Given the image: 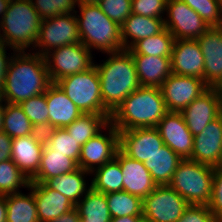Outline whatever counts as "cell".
I'll return each mask as SVG.
<instances>
[{"instance_id": "cell-1", "label": "cell", "mask_w": 222, "mask_h": 222, "mask_svg": "<svg viewBox=\"0 0 222 222\" xmlns=\"http://www.w3.org/2000/svg\"><path fill=\"white\" fill-rule=\"evenodd\" d=\"M2 98L6 103L21 102L44 93L52 83L45 58L37 53L13 50Z\"/></svg>"}, {"instance_id": "cell-2", "label": "cell", "mask_w": 222, "mask_h": 222, "mask_svg": "<svg viewBox=\"0 0 222 222\" xmlns=\"http://www.w3.org/2000/svg\"><path fill=\"white\" fill-rule=\"evenodd\" d=\"M108 59L96 64L104 107L112 114L132 92L140 87L132 54L124 49L107 53Z\"/></svg>"}, {"instance_id": "cell-3", "label": "cell", "mask_w": 222, "mask_h": 222, "mask_svg": "<svg viewBox=\"0 0 222 222\" xmlns=\"http://www.w3.org/2000/svg\"><path fill=\"white\" fill-rule=\"evenodd\" d=\"M167 112L160 88L140 86L111 114L110 123L118 131L157 127Z\"/></svg>"}, {"instance_id": "cell-4", "label": "cell", "mask_w": 222, "mask_h": 222, "mask_svg": "<svg viewBox=\"0 0 222 222\" xmlns=\"http://www.w3.org/2000/svg\"><path fill=\"white\" fill-rule=\"evenodd\" d=\"M41 21L31 0H10L0 21V40L11 50L26 51L31 46L33 50Z\"/></svg>"}, {"instance_id": "cell-5", "label": "cell", "mask_w": 222, "mask_h": 222, "mask_svg": "<svg viewBox=\"0 0 222 222\" xmlns=\"http://www.w3.org/2000/svg\"><path fill=\"white\" fill-rule=\"evenodd\" d=\"M77 6L80 11L79 15L75 13L79 37L91 52L95 49L107 54L123 50L121 26L118 23L109 19L97 4Z\"/></svg>"}, {"instance_id": "cell-6", "label": "cell", "mask_w": 222, "mask_h": 222, "mask_svg": "<svg viewBox=\"0 0 222 222\" xmlns=\"http://www.w3.org/2000/svg\"><path fill=\"white\" fill-rule=\"evenodd\" d=\"M214 168L190 159H182L170 186L190 205H208L212 195Z\"/></svg>"}, {"instance_id": "cell-7", "label": "cell", "mask_w": 222, "mask_h": 222, "mask_svg": "<svg viewBox=\"0 0 222 222\" xmlns=\"http://www.w3.org/2000/svg\"><path fill=\"white\" fill-rule=\"evenodd\" d=\"M56 84L82 113L111 117L102 101L100 79L95 64L87 71L60 79Z\"/></svg>"}, {"instance_id": "cell-8", "label": "cell", "mask_w": 222, "mask_h": 222, "mask_svg": "<svg viewBox=\"0 0 222 222\" xmlns=\"http://www.w3.org/2000/svg\"><path fill=\"white\" fill-rule=\"evenodd\" d=\"M44 58L52 83L72 74L87 71L94 65L91 51L82 42L61 46L48 52Z\"/></svg>"}, {"instance_id": "cell-9", "label": "cell", "mask_w": 222, "mask_h": 222, "mask_svg": "<svg viewBox=\"0 0 222 222\" xmlns=\"http://www.w3.org/2000/svg\"><path fill=\"white\" fill-rule=\"evenodd\" d=\"M80 42L76 15H57L41 21L40 31L36 45L34 46V53L44 57L48 52L61 46Z\"/></svg>"}, {"instance_id": "cell-10", "label": "cell", "mask_w": 222, "mask_h": 222, "mask_svg": "<svg viewBox=\"0 0 222 222\" xmlns=\"http://www.w3.org/2000/svg\"><path fill=\"white\" fill-rule=\"evenodd\" d=\"M189 205L170 185H157L143 199L142 215L154 222H176Z\"/></svg>"}, {"instance_id": "cell-11", "label": "cell", "mask_w": 222, "mask_h": 222, "mask_svg": "<svg viewBox=\"0 0 222 222\" xmlns=\"http://www.w3.org/2000/svg\"><path fill=\"white\" fill-rule=\"evenodd\" d=\"M104 131L101 130L81 146L78 166L83 170L92 173L115 157L119 149V132L110 122Z\"/></svg>"}, {"instance_id": "cell-12", "label": "cell", "mask_w": 222, "mask_h": 222, "mask_svg": "<svg viewBox=\"0 0 222 222\" xmlns=\"http://www.w3.org/2000/svg\"><path fill=\"white\" fill-rule=\"evenodd\" d=\"M165 28L176 39H197L210 27L183 0H167Z\"/></svg>"}, {"instance_id": "cell-13", "label": "cell", "mask_w": 222, "mask_h": 222, "mask_svg": "<svg viewBox=\"0 0 222 222\" xmlns=\"http://www.w3.org/2000/svg\"><path fill=\"white\" fill-rule=\"evenodd\" d=\"M209 87L201 78L171 73L160 87L170 112H181Z\"/></svg>"}, {"instance_id": "cell-14", "label": "cell", "mask_w": 222, "mask_h": 222, "mask_svg": "<svg viewBox=\"0 0 222 222\" xmlns=\"http://www.w3.org/2000/svg\"><path fill=\"white\" fill-rule=\"evenodd\" d=\"M119 132V149L128 157L145 162L164 142L156 127L134 128Z\"/></svg>"}, {"instance_id": "cell-15", "label": "cell", "mask_w": 222, "mask_h": 222, "mask_svg": "<svg viewBox=\"0 0 222 222\" xmlns=\"http://www.w3.org/2000/svg\"><path fill=\"white\" fill-rule=\"evenodd\" d=\"M180 113L192 135H198L211 121L220 116L217 89L209 87Z\"/></svg>"}, {"instance_id": "cell-16", "label": "cell", "mask_w": 222, "mask_h": 222, "mask_svg": "<svg viewBox=\"0 0 222 222\" xmlns=\"http://www.w3.org/2000/svg\"><path fill=\"white\" fill-rule=\"evenodd\" d=\"M160 136L181 159H190L194 136L184 122L180 112L168 111L156 127Z\"/></svg>"}, {"instance_id": "cell-17", "label": "cell", "mask_w": 222, "mask_h": 222, "mask_svg": "<svg viewBox=\"0 0 222 222\" xmlns=\"http://www.w3.org/2000/svg\"><path fill=\"white\" fill-rule=\"evenodd\" d=\"M190 160L222 166V117L211 121L201 133L194 136L193 151Z\"/></svg>"}, {"instance_id": "cell-18", "label": "cell", "mask_w": 222, "mask_h": 222, "mask_svg": "<svg viewBox=\"0 0 222 222\" xmlns=\"http://www.w3.org/2000/svg\"><path fill=\"white\" fill-rule=\"evenodd\" d=\"M204 57V81L210 88L222 82V27H210L197 38Z\"/></svg>"}, {"instance_id": "cell-19", "label": "cell", "mask_w": 222, "mask_h": 222, "mask_svg": "<svg viewBox=\"0 0 222 222\" xmlns=\"http://www.w3.org/2000/svg\"><path fill=\"white\" fill-rule=\"evenodd\" d=\"M170 58L172 73L204 80V57L197 39H176Z\"/></svg>"}, {"instance_id": "cell-20", "label": "cell", "mask_w": 222, "mask_h": 222, "mask_svg": "<svg viewBox=\"0 0 222 222\" xmlns=\"http://www.w3.org/2000/svg\"><path fill=\"white\" fill-rule=\"evenodd\" d=\"M44 134L12 138L11 160L30 180L37 172L44 147Z\"/></svg>"}, {"instance_id": "cell-21", "label": "cell", "mask_w": 222, "mask_h": 222, "mask_svg": "<svg viewBox=\"0 0 222 222\" xmlns=\"http://www.w3.org/2000/svg\"><path fill=\"white\" fill-rule=\"evenodd\" d=\"M115 158L119 161L123 174V191L143 200L157 187L143 162L128 157L120 149Z\"/></svg>"}, {"instance_id": "cell-22", "label": "cell", "mask_w": 222, "mask_h": 222, "mask_svg": "<svg viewBox=\"0 0 222 222\" xmlns=\"http://www.w3.org/2000/svg\"><path fill=\"white\" fill-rule=\"evenodd\" d=\"M28 189L33 191L39 222L53 221L75 207L66 196L45 183L30 182Z\"/></svg>"}, {"instance_id": "cell-23", "label": "cell", "mask_w": 222, "mask_h": 222, "mask_svg": "<svg viewBox=\"0 0 222 222\" xmlns=\"http://www.w3.org/2000/svg\"><path fill=\"white\" fill-rule=\"evenodd\" d=\"M46 103L49 129L65 128L83 114L56 83H51L47 88Z\"/></svg>"}, {"instance_id": "cell-24", "label": "cell", "mask_w": 222, "mask_h": 222, "mask_svg": "<svg viewBox=\"0 0 222 222\" xmlns=\"http://www.w3.org/2000/svg\"><path fill=\"white\" fill-rule=\"evenodd\" d=\"M140 86L160 88L172 73L171 58L132 55Z\"/></svg>"}, {"instance_id": "cell-25", "label": "cell", "mask_w": 222, "mask_h": 222, "mask_svg": "<svg viewBox=\"0 0 222 222\" xmlns=\"http://www.w3.org/2000/svg\"><path fill=\"white\" fill-rule=\"evenodd\" d=\"M164 29L165 23L163 19L132 13L121 25L123 50L130 49L137 41L159 34Z\"/></svg>"}, {"instance_id": "cell-26", "label": "cell", "mask_w": 222, "mask_h": 222, "mask_svg": "<svg viewBox=\"0 0 222 222\" xmlns=\"http://www.w3.org/2000/svg\"><path fill=\"white\" fill-rule=\"evenodd\" d=\"M78 168V163L74 159L56 153L44 144L38 172L30 182L45 183L50 178L73 172Z\"/></svg>"}, {"instance_id": "cell-27", "label": "cell", "mask_w": 222, "mask_h": 222, "mask_svg": "<svg viewBox=\"0 0 222 222\" xmlns=\"http://www.w3.org/2000/svg\"><path fill=\"white\" fill-rule=\"evenodd\" d=\"M182 159L166 144L144 162L157 185H169Z\"/></svg>"}, {"instance_id": "cell-28", "label": "cell", "mask_w": 222, "mask_h": 222, "mask_svg": "<svg viewBox=\"0 0 222 222\" xmlns=\"http://www.w3.org/2000/svg\"><path fill=\"white\" fill-rule=\"evenodd\" d=\"M90 174L79 167L73 172L50 178L45 184L66 196L70 202L76 205L91 188V184L89 185L85 180V177Z\"/></svg>"}, {"instance_id": "cell-29", "label": "cell", "mask_w": 222, "mask_h": 222, "mask_svg": "<svg viewBox=\"0 0 222 222\" xmlns=\"http://www.w3.org/2000/svg\"><path fill=\"white\" fill-rule=\"evenodd\" d=\"M75 207L83 222H111L106 194L96 191L92 187Z\"/></svg>"}, {"instance_id": "cell-30", "label": "cell", "mask_w": 222, "mask_h": 222, "mask_svg": "<svg viewBox=\"0 0 222 222\" xmlns=\"http://www.w3.org/2000/svg\"><path fill=\"white\" fill-rule=\"evenodd\" d=\"M28 190V195L22 192L6 195V222H39L33 191Z\"/></svg>"}, {"instance_id": "cell-31", "label": "cell", "mask_w": 222, "mask_h": 222, "mask_svg": "<svg viewBox=\"0 0 222 222\" xmlns=\"http://www.w3.org/2000/svg\"><path fill=\"white\" fill-rule=\"evenodd\" d=\"M109 122L110 118L107 115L83 113L65 129L79 145L83 146L101 130H105Z\"/></svg>"}, {"instance_id": "cell-32", "label": "cell", "mask_w": 222, "mask_h": 222, "mask_svg": "<svg viewBox=\"0 0 222 222\" xmlns=\"http://www.w3.org/2000/svg\"><path fill=\"white\" fill-rule=\"evenodd\" d=\"M91 187L99 192L108 194L123 191V174L119 161L114 157L111 161L95 169L90 176Z\"/></svg>"}, {"instance_id": "cell-33", "label": "cell", "mask_w": 222, "mask_h": 222, "mask_svg": "<svg viewBox=\"0 0 222 222\" xmlns=\"http://www.w3.org/2000/svg\"><path fill=\"white\" fill-rule=\"evenodd\" d=\"M2 131L11 138L25 137L39 132L19 104L6 102H4Z\"/></svg>"}, {"instance_id": "cell-34", "label": "cell", "mask_w": 222, "mask_h": 222, "mask_svg": "<svg viewBox=\"0 0 222 222\" xmlns=\"http://www.w3.org/2000/svg\"><path fill=\"white\" fill-rule=\"evenodd\" d=\"M174 36L165 28L159 34L137 41L128 51L132 55L171 57Z\"/></svg>"}, {"instance_id": "cell-35", "label": "cell", "mask_w": 222, "mask_h": 222, "mask_svg": "<svg viewBox=\"0 0 222 222\" xmlns=\"http://www.w3.org/2000/svg\"><path fill=\"white\" fill-rule=\"evenodd\" d=\"M106 201L111 218L123 216H142L143 200L128 192H111L106 194Z\"/></svg>"}, {"instance_id": "cell-36", "label": "cell", "mask_w": 222, "mask_h": 222, "mask_svg": "<svg viewBox=\"0 0 222 222\" xmlns=\"http://www.w3.org/2000/svg\"><path fill=\"white\" fill-rule=\"evenodd\" d=\"M45 144L56 153L79 161L81 145L69 135L65 128L47 129L43 132Z\"/></svg>"}, {"instance_id": "cell-37", "label": "cell", "mask_w": 222, "mask_h": 222, "mask_svg": "<svg viewBox=\"0 0 222 222\" xmlns=\"http://www.w3.org/2000/svg\"><path fill=\"white\" fill-rule=\"evenodd\" d=\"M30 180L11 160L0 162V195L20 193L19 188H28Z\"/></svg>"}, {"instance_id": "cell-38", "label": "cell", "mask_w": 222, "mask_h": 222, "mask_svg": "<svg viewBox=\"0 0 222 222\" xmlns=\"http://www.w3.org/2000/svg\"><path fill=\"white\" fill-rule=\"evenodd\" d=\"M38 131L49 129V109L46 103V91L19 104Z\"/></svg>"}, {"instance_id": "cell-39", "label": "cell", "mask_w": 222, "mask_h": 222, "mask_svg": "<svg viewBox=\"0 0 222 222\" xmlns=\"http://www.w3.org/2000/svg\"><path fill=\"white\" fill-rule=\"evenodd\" d=\"M196 11L209 27H222V2L220 0H183Z\"/></svg>"}, {"instance_id": "cell-40", "label": "cell", "mask_w": 222, "mask_h": 222, "mask_svg": "<svg viewBox=\"0 0 222 222\" xmlns=\"http://www.w3.org/2000/svg\"><path fill=\"white\" fill-rule=\"evenodd\" d=\"M31 3L42 20L57 15L79 13L75 10L77 0H31Z\"/></svg>"}, {"instance_id": "cell-41", "label": "cell", "mask_w": 222, "mask_h": 222, "mask_svg": "<svg viewBox=\"0 0 222 222\" xmlns=\"http://www.w3.org/2000/svg\"><path fill=\"white\" fill-rule=\"evenodd\" d=\"M97 5L109 19L120 26L132 14V0H101Z\"/></svg>"}, {"instance_id": "cell-42", "label": "cell", "mask_w": 222, "mask_h": 222, "mask_svg": "<svg viewBox=\"0 0 222 222\" xmlns=\"http://www.w3.org/2000/svg\"><path fill=\"white\" fill-rule=\"evenodd\" d=\"M167 0H132V13L165 19Z\"/></svg>"}, {"instance_id": "cell-43", "label": "cell", "mask_w": 222, "mask_h": 222, "mask_svg": "<svg viewBox=\"0 0 222 222\" xmlns=\"http://www.w3.org/2000/svg\"><path fill=\"white\" fill-rule=\"evenodd\" d=\"M208 207L218 220L222 218V166L214 168L212 195Z\"/></svg>"}, {"instance_id": "cell-44", "label": "cell", "mask_w": 222, "mask_h": 222, "mask_svg": "<svg viewBox=\"0 0 222 222\" xmlns=\"http://www.w3.org/2000/svg\"><path fill=\"white\" fill-rule=\"evenodd\" d=\"M176 222H219L208 205H189Z\"/></svg>"}, {"instance_id": "cell-45", "label": "cell", "mask_w": 222, "mask_h": 222, "mask_svg": "<svg viewBox=\"0 0 222 222\" xmlns=\"http://www.w3.org/2000/svg\"><path fill=\"white\" fill-rule=\"evenodd\" d=\"M7 48L9 49L7 45H5L1 40H0V88L3 89L5 79H6V72L8 70V66L10 63V60L12 58V55L10 56L8 54L7 56Z\"/></svg>"}, {"instance_id": "cell-46", "label": "cell", "mask_w": 222, "mask_h": 222, "mask_svg": "<svg viewBox=\"0 0 222 222\" xmlns=\"http://www.w3.org/2000/svg\"><path fill=\"white\" fill-rule=\"evenodd\" d=\"M12 138L0 131V162L11 159Z\"/></svg>"}, {"instance_id": "cell-47", "label": "cell", "mask_w": 222, "mask_h": 222, "mask_svg": "<svg viewBox=\"0 0 222 222\" xmlns=\"http://www.w3.org/2000/svg\"><path fill=\"white\" fill-rule=\"evenodd\" d=\"M80 220L81 219H80L78 210L76 209V207H74L68 212L62 214L57 219H54L53 221H49V222H80Z\"/></svg>"}, {"instance_id": "cell-48", "label": "cell", "mask_w": 222, "mask_h": 222, "mask_svg": "<svg viewBox=\"0 0 222 222\" xmlns=\"http://www.w3.org/2000/svg\"><path fill=\"white\" fill-rule=\"evenodd\" d=\"M7 204L6 195H0V222H6Z\"/></svg>"}, {"instance_id": "cell-49", "label": "cell", "mask_w": 222, "mask_h": 222, "mask_svg": "<svg viewBox=\"0 0 222 222\" xmlns=\"http://www.w3.org/2000/svg\"><path fill=\"white\" fill-rule=\"evenodd\" d=\"M139 216H123L118 218H111V222H138Z\"/></svg>"}, {"instance_id": "cell-50", "label": "cell", "mask_w": 222, "mask_h": 222, "mask_svg": "<svg viewBox=\"0 0 222 222\" xmlns=\"http://www.w3.org/2000/svg\"><path fill=\"white\" fill-rule=\"evenodd\" d=\"M10 0H0V21L3 18V15L5 14V12L7 11V7L9 4Z\"/></svg>"}, {"instance_id": "cell-51", "label": "cell", "mask_w": 222, "mask_h": 222, "mask_svg": "<svg viewBox=\"0 0 222 222\" xmlns=\"http://www.w3.org/2000/svg\"><path fill=\"white\" fill-rule=\"evenodd\" d=\"M101 0H77L78 4H98Z\"/></svg>"}, {"instance_id": "cell-52", "label": "cell", "mask_w": 222, "mask_h": 222, "mask_svg": "<svg viewBox=\"0 0 222 222\" xmlns=\"http://www.w3.org/2000/svg\"><path fill=\"white\" fill-rule=\"evenodd\" d=\"M3 116H4V107H0V131L2 130Z\"/></svg>"}, {"instance_id": "cell-53", "label": "cell", "mask_w": 222, "mask_h": 222, "mask_svg": "<svg viewBox=\"0 0 222 222\" xmlns=\"http://www.w3.org/2000/svg\"><path fill=\"white\" fill-rule=\"evenodd\" d=\"M138 222H154V221L142 215V216H139Z\"/></svg>"}, {"instance_id": "cell-54", "label": "cell", "mask_w": 222, "mask_h": 222, "mask_svg": "<svg viewBox=\"0 0 222 222\" xmlns=\"http://www.w3.org/2000/svg\"><path fill=\"white\" fill-rule=\"evenodd\" d=\"M215 88L217 89L219 98L222 99V82L219 85H217Z\"/></svg>"}, {"instance_id": "cell-55", "label": "cell", "mask_w": 222, "mask_h": 222, "mask_svg": "<svg viewBox=\"0 0 222 222\" xmlns=\"http://www.w3.org/2000/svg\"><path fill=\"white\" fill-rule=\"evenodd\" d=\"M0 107H4V101L2 98V89L0 88Z\"/></svg>"}, {"instance_id": "cell-56", "label": "cell", "mask_w": 222, "mask_h": 222, "mask_svg": "<svg viewBox=\"0 0 222 222\" xmlns=\"http://www.w3.org/2000/svg\"><path fill=\"white\" fill-rule=\"evenodd\" d=\"M220 116L222 117V99H220Z\"/></svg>"}]
</instances>
